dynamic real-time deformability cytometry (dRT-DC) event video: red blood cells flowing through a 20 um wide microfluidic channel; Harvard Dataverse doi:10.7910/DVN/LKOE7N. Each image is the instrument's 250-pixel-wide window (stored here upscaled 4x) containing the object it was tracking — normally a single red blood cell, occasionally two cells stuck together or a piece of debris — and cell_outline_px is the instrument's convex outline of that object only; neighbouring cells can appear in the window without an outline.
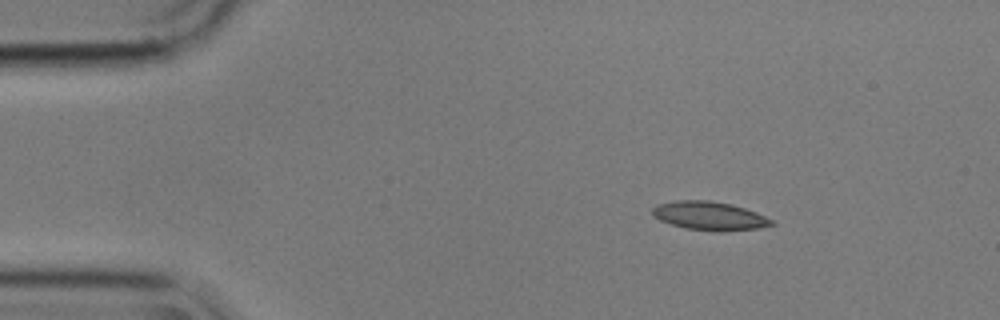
{"species": "common noctule bat (a hibernating species)", "species_latin": "Nyctalus noctula", "temperature_condition": "cold", "stored_images_in_passage": 4, "segment_of_instrument_passage": [2, 2], "camera_frame_rate_fps": 3000, "um_per_image_px": 0.085, "animal": {"sex": "male", "body_mass_g": 17.9}, "frame": {"image": 1, "passage_image": 4, "time_ms": 1.0, "image_size_px": [1000, 320], "cell_outline_px": [[776, 224], [756, 228], [720, 232], [716, 232], [684, 228], [660, 220], [652, 216], [652, 208], [656, 204], [676, 200], [708, 200], [732, 204], [756, 212], [772, 220]], "centroid_in_image_um": [60.27, 18.34], "position_along_channel_um": 24.7, "area_um2": 19.94}}